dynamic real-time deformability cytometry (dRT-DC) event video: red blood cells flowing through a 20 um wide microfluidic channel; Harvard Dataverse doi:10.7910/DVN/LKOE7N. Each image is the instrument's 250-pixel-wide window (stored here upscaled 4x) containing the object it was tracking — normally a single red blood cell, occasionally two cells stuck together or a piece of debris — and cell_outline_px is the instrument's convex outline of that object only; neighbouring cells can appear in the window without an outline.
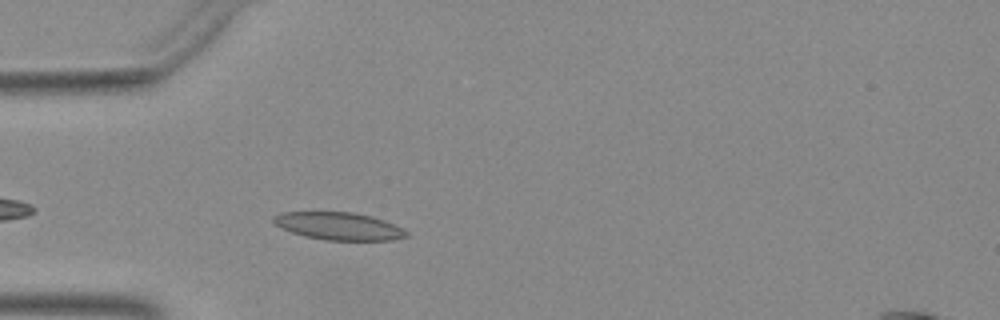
{"species": "Egyptian fruit bat (a non-hibernating species)", "species_latin": "Rousettus aegyptiacus", "temperature_condition": "warm", "stored_images_in_passage": 25, "camera_frame_rate_fps": 3000, "um_per_image_px": 0.085, "animal": {"sex": "female"}, "frame": {"image": 1, "passage_image": 3, "time_ms": 0.667, "image_size_px": [1000, 320], "cell_outline_px": [[408, 236], [392, 240], [324, 240], [304, 236], [280, 228], [272, 220], [272, 216], [280, 212], [352, 212], [372, 216], [384, 220], [408, 232]], "centroid_in_image_um": [28.75, 19.22], "position_along_channel_um": 56.2, "area_um2": 21.33}}
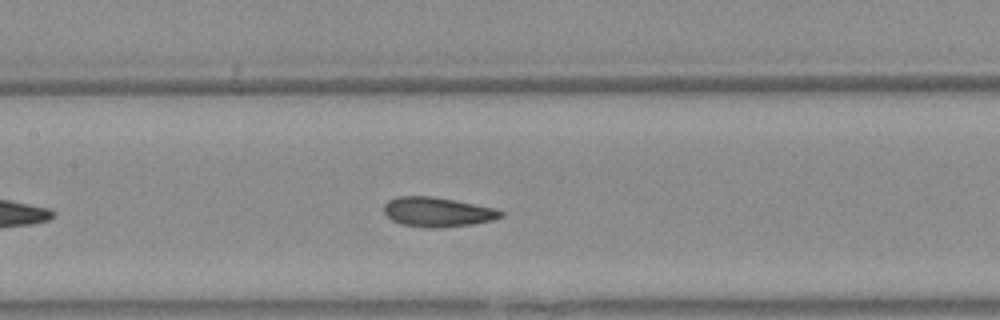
{"frame": {"image": 2, "passage_image": 12, "time_ms": 3.667, "image_size_px": [1000, 320], "cell_outline_px": [[504, 216], [492, 220], [472, 224], [440, 228], [424, 228], [400, 224], [392, 220], [384, 212], [384, 204], [388, 200], [396, 196], [432, 196], [496, 208], [504, 212]], "centroid_in_image_um": [37.17, 18.02], "position_along_channel_um": 170.2, "area_um2": 20.29}}
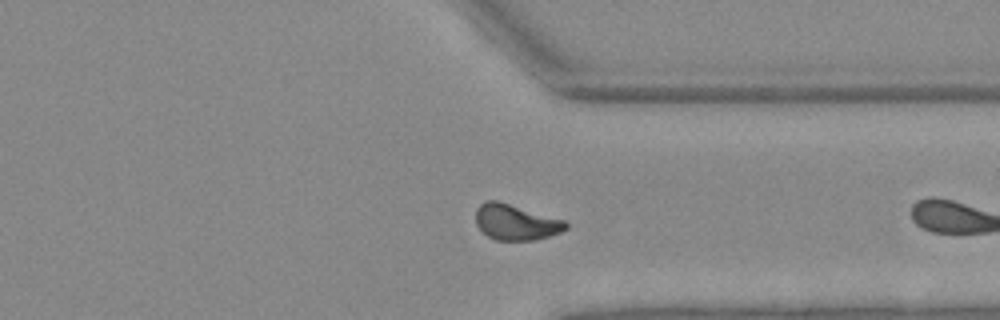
{"frame": {"image": 3, "passage_image": 24, "time_ms": 7.667, "image_size_px": [1000, 320], "cell_outline_px": [[568, 228], [560, 232], [548, 236], [532, 240], [496, 240], [488, 236], [476, 224], [476, 208], [484, 200], [496, 200], [564, 220], [568, 224]], "centroid_in_image_um": [43.82, 18.88], "position_along_channel_um": 367.6, "area_um2": 18.5}}